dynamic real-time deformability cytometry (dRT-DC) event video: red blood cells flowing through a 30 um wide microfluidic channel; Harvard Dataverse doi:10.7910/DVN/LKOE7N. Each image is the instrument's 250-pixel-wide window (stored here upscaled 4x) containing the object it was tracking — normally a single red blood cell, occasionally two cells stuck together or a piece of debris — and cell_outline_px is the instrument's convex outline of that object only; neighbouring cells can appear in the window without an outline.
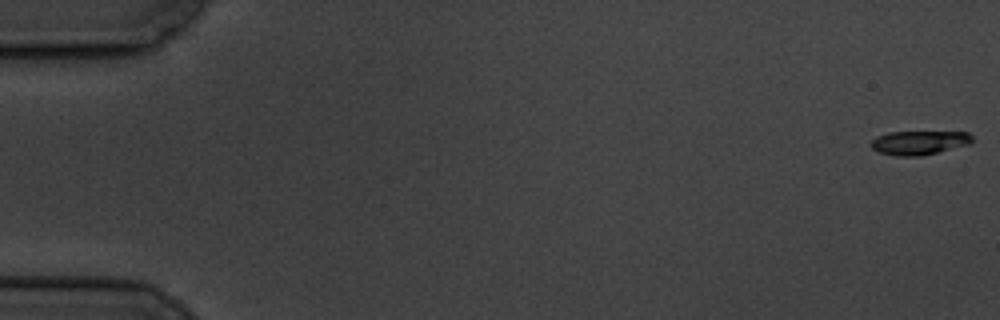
{"species": "common noctule bat (a hibernating species)", "species_latin": "Nyctalus noctula", "temperature_condition": "cold", "stored_images_in_passage": 5, "camera_frame_rate_fps": 3000, "um_per_image_px": 0.085, "animal": {"sex": "male", "body_mass_g": 19.5, "forearm_length_mm": 54.6}, "frame": {"image": 1, "passage_image": 1, "time_ms": 0.0, "image_size_px": [1000, 320], "cell_outline_px": [[972, 140], [968, 144], [920, 156], [896, 156], [880, 152], [872, 148], [868, 144], [876, 136], [888, 132], [968, 132], [972, 136]], "centroid_in_image_um": [78.06, 12.12], "position_along_channel_um": 6.9, "area_um2": 13.99}}
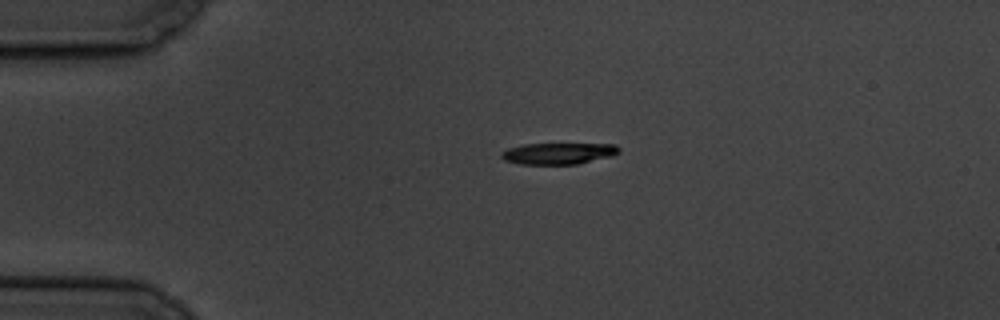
{"frame": {"image": 2, "passage_image": 4, "time_ms": 4.333, "image_size_px": [1000, 320], "cell_outline_px": [[620, 152], [612, 156], [576, 164], [520, 164], [504, 160], [500, 156], [500, 152], [508, 148], [524, 144], [616, 144], [620, 148]], "centroid_in_image_um": [47.45, 13.04], "position_along_channel_um": 37.5, "area_um2": 14.68}}